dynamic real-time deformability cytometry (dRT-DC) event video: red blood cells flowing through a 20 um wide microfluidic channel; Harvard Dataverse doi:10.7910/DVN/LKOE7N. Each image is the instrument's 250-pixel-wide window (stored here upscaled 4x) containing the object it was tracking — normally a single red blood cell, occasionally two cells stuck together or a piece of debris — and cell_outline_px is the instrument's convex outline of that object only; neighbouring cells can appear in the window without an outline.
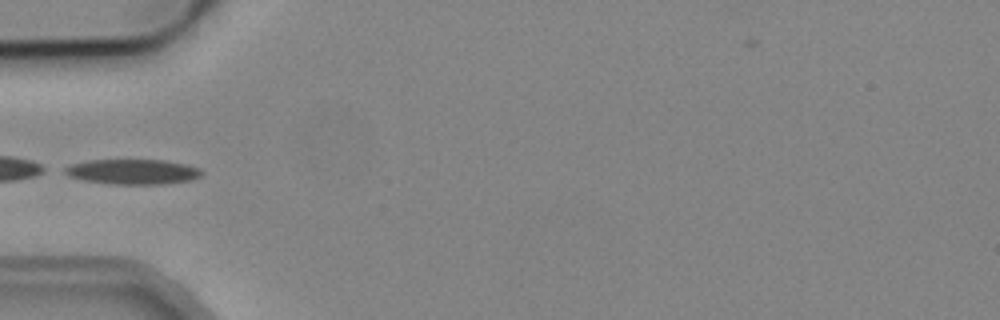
{"species": "common noctule bat (a hibernating species)", "species_latin": "Nyctalus noctula", "temperature_condition": "cold", "stored_images_in_passage": 3, "camera_frame_rate_fps": 3000, "um_per_image_px": 0.085, "animal": {"sex": "male", "body_mass_g": 19.2, "forearm_length_mm": 51.8}, "frame": {"image": 1, "passage_image": 3, "time_ms": 2.333, "image_size_px": [1000, 320], "cell_outline_px": [[204, 172], [200, 176], [192, 180], [164, 184], [112, 184], [84, 180], [68, 176], [60, 172], [64, 168], [72, 164], [92, 160], [164, 160], [184, 164], [200, 168]], "centroid_in_image_um": [11.28, 14.6], "position_along_channel_um": 73.7, "area_um2": 20.06}}